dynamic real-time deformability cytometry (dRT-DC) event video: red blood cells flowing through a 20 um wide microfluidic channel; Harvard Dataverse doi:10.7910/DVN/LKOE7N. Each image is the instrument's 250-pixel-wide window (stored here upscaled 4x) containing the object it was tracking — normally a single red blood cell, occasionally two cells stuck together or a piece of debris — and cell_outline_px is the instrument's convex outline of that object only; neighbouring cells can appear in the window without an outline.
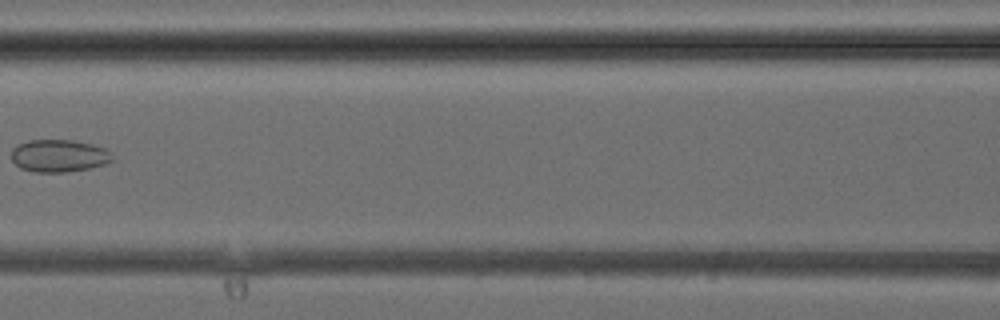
{"species": "common noctule bat (a hibernating species)", "species_latin": "Nyctalus noctula", "temperature_condition": "cold", "stored_images_in_passage": 6, "camera_frame_rate_fps": 3000, "um_per_image_px": 0.085, "animal": {"sex": "female", "body_mass_g": 24.6, "forearm_length_mm": 56.2}, "frame": {"image": 1, "passage_image": 6, "time_ms": 5.667, "image_size_px": [1000, 320], "cell_outline_px": [[112, 160], [104, 164], [88, 168], [68, 172], [36, 172], [20, 168], [12, 160], [12, 148], [16, 144], [28, 140], [72, 140], [92, 144], [104, 148], [112, 152]], "centroid_in_image_um": [4.99, 13.23], "position_along_channel_um": 161.6, "area_um2": 19.13}}